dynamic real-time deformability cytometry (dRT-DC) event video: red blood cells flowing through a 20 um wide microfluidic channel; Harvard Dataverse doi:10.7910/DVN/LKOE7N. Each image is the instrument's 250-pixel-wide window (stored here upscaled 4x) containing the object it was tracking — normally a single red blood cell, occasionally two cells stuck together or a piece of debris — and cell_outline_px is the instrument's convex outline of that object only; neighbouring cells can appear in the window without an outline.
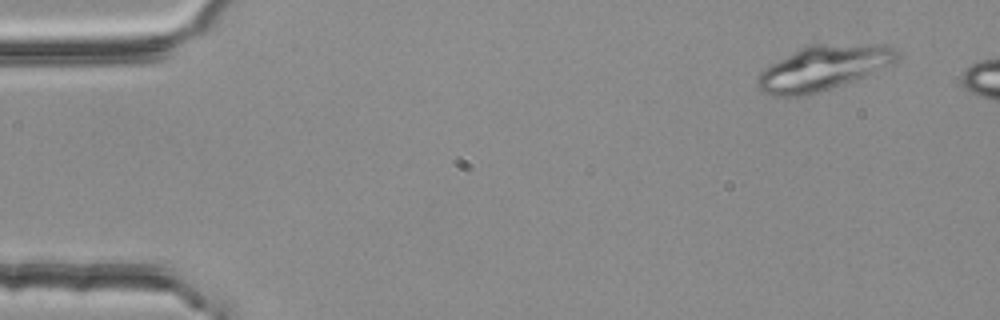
{"species": "common noctule bat (a hibernating species)", "species_latin": "Nyctalus noctula", "temperature_condition": "room temperature", "stored_images_in_passage": 50, "camera_frame_rate_fps": 3000, "um_per_image_px": 0.085, "animal": {"sex": "female", "body_mass_g": 25.1}, "frame": {"image": 1, "passage_image": 4, "time_ms": 1.0, "image_size_px": [1000, 320], "cell_outline_px": [[900, 56], [892, 64], [864, 76], [816, 92], [800, 96], [772, 96], [764, 92], [756, 84], [756, 80], [760, 72], [764, 68], [800, 48], [808, 44], [884, 44], [896, 48]], "centroid_in_image_um": [69.99, 5.75], "position_along_channel_um": 15.0, "area_um2": 35.95}}
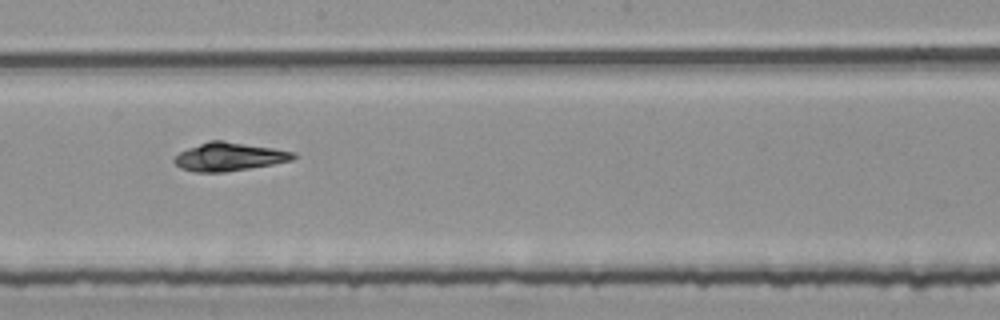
{"frame": {"image": 2, "passage_image": 31, "time_ms": 10.0, "image_size_px": [1000, 320], "cell_outline_px": [[296, 156], [292, 160], [272, 164], [224, 172], [196, 172], [180, 168], [172, 160], [180, 152], [188, 148], [208, 140], [224, 140], [296, 152]], "centroid_in_image_um": [19.46, 13.31], "position_along_channel_um": 228.7, "area_um2": 19.54}}
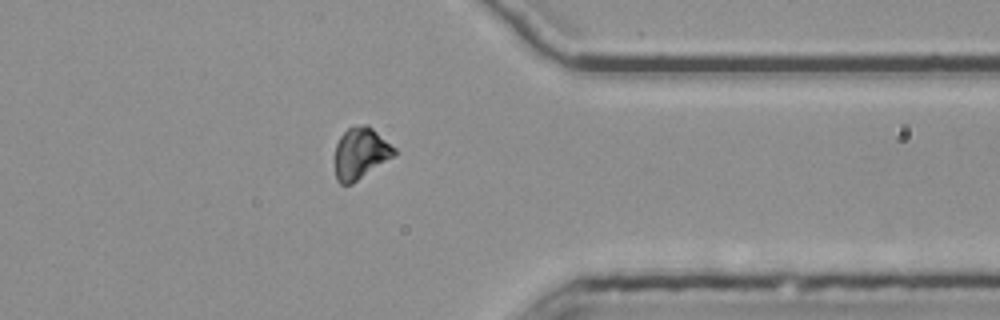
{"frame": {"image": 3, "passage_image": 44, "time_ms": 14.333, "image_size_px": [1000, 320], "cell_outline_px": [[396, 156], [352, 184], [340, 184], [336, 180], [336, 144], [340, 136], [348, 128], [364, 124], [368, 124], [396, 148]], "centroid_in_image_um": [30.68, 13.03], "position_along_channel_um": 380.7, "area_um2": 17.92}}